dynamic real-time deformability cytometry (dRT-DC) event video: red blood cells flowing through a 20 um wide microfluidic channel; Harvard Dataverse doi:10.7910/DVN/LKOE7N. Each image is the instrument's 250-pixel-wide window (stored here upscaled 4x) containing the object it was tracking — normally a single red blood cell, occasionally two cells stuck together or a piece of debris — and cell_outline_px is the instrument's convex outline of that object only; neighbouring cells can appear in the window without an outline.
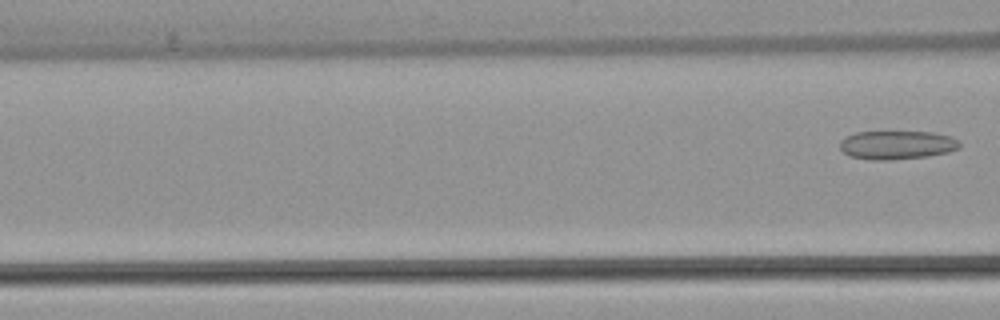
{"species": "common noctule bat (a hibernating species)", "species_latin": "Nyctalus noctula", "temperature_condition": "warm", "stored_images_in_passage": 4, "segment_of_instrument_passage": [2, 2], "camera_frame_rate_fps": 3000, "um_per_image_px": 0.085, "animal": {"sex": "female", "body_mass_g": 22.7, "forearm_length_mm": 54.2}, "frame": {"image": 1, "passage_image": 4, "time_ms": 5.0, "image_size_px": [1000, 320], "cell_outline_px": [[960, 148], [948, 152], [928, 156], [892, 160], [868, 160], [848, 156], [840, 148], [840, 140], [856, 132], [932, 132], [952, 136], [960, 144]], "centroid_in_image_um": [76.23, 12.33], "position_along_channel_um": 90.4, "area_um2": 20.06}}